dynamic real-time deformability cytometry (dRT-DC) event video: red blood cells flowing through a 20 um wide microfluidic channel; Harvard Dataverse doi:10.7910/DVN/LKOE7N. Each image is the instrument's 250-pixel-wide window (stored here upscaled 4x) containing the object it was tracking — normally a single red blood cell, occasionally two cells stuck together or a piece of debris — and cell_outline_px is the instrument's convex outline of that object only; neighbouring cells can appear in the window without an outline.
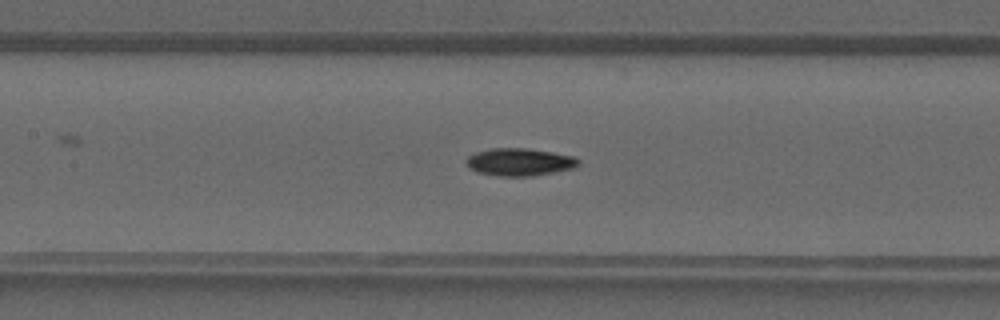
{"species": "common noctule bat (a hibernating species)", "species_latin": "Nyctalus noctula", "temperature_condition": "warm", "stored_images_in_passage": 26, "camera_frame_rate_fps": 3000, "um_per_image_px": 0.085, "animal": {"sex": "male", "forearm_length_mm": 52.5}, "frame": {"image": 1, "passage_image": 8, "time_ms": 2.333, "image_size_px": [1000, 320], "cell_outline_px": [[580, 160], [576, 168], [532, 176], [500, 176], [476, 172], [468, 168], [464, 160], [468, 156], [476, 152], [492, 148], [528, 148], [576, 156]], "centroid_in_image_um": [44.16, 13.77], "position_along_channel_um": 163.2, "area_um2": 18.26}}
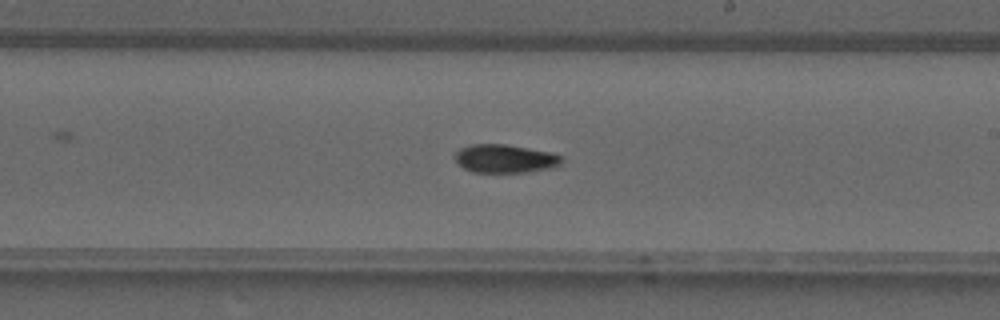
{"frame": {"image": 2, "passage_image": 13, "time_ms": 4.0, "image_size_px": [1000, 320], "cell_outline_px": [[564, 160], [560, 164], [544, 168], [524, 172], [472, 172], [456, 164], [456, 152], [460, 148], [472, 144], [504, 144], [552, 152], [560, 156]], "centroid_in_image_um": [42.88, 13.47], "position_along_channel_um": 246.1, "area_um2": 17.4}}
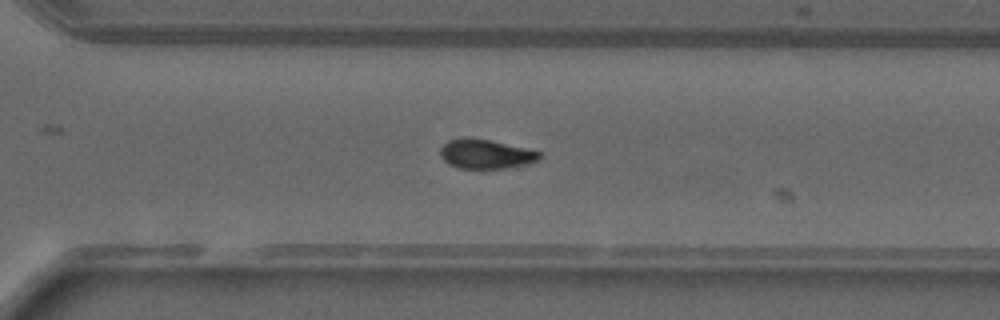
{"frame": {"image": 3, "passage_image": 18, "time_ms": 5.667, "image_size_px": [1000, 320], "cell_outline_px": [[540, 156], [536, 160], [528, 164], [504, 168], [456, 168], [448, 164], [440, 156], [440, 148], [448, 140], [468, 136], [488, 140], [524, 148], [540, 152]], "centroid_in_image_um": [41.21, 13.09], "position_along_channel_um": 329.4, "area_um2": 16.82}}